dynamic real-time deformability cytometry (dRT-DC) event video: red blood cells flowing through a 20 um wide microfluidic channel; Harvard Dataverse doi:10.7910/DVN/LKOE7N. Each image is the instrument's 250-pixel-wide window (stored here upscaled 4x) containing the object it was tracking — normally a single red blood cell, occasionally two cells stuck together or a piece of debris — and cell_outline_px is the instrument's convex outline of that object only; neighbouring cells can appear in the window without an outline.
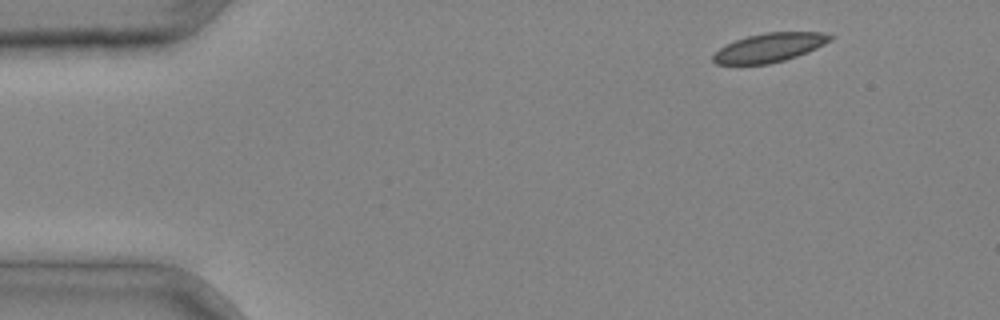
{"species": "common noctule bat (a hibernating species)", "species_latin": "Nyctalus noctula", "temperature_condition": "cold", "stored_images_in_passage": 3, "segment_of_instrument_passage": [2, 2], "camera_frame_rate_fps": 3000, "um_per_image_px": 0.085, "animal": {"sex": "male", "body_mass_g": 20.4}, "frame": {"image": 1, "passage_image": 3, "time_ms": 0.667, "image_size_px": [1000, 320], "cell_outline_px": [[836, 36], [832, 40], [808, 52], [784, 60], [768, 64], [716, 64], [712, 60], [712, 56], [720, 48], [736, 40], [748, 36], [764, 32], [820, 32]], "centroid_in_image_um": [65.43, 4.04], "position_along_channel_um": 19.6, "area_um2": 19.59}}